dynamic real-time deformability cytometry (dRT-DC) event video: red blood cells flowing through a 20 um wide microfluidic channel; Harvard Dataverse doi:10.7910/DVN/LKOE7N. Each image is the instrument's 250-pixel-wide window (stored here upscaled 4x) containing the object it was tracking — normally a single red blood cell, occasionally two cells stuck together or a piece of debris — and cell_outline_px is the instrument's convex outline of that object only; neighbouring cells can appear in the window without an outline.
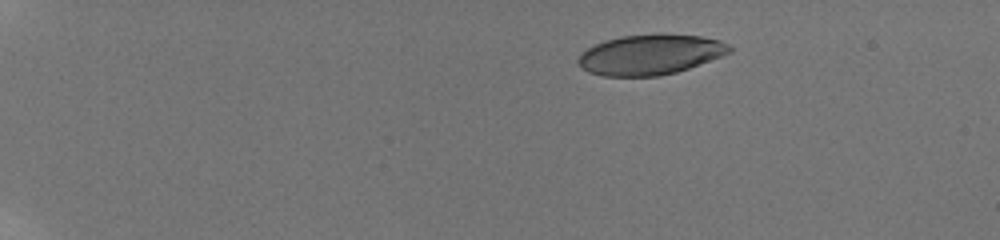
{"species": "human", "species_latin": "Homo sapiens", "temperature_condition": "room temperature", "stored_images_in_passage": 48, "camera_frame_rate_fps": 3000, "um_per_image_px": 0.085, "donor": {"sex": "male"}, "frame": {"image": 1, "passage_image": 1, "time_ms": 0.0, "image_size_px": [1000, 240], "cell_outline_px": [[712, 40], [708, 56], [704, 60], [684, 68], [668, 72], [644, 76], [624, 76], [584, 56], [592, 48], [616, 40], [636, 36], [692, 36]], "centroid_in_image_um": [55.3, 4.61], "position_along_channel_um": 29.7, "area_um2": 27.11}}
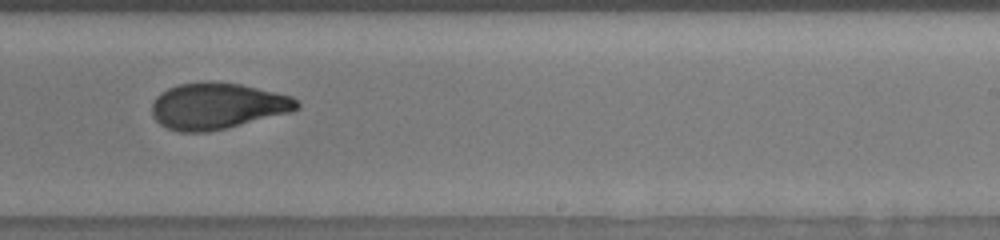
{"frame": {"image": 2, "passage_image": 30, "time_ms": 9.667, "image_size_px": [1000, 240], "cell_outline_px": [[296, 104], [292, 108], [228, 124], [208, 128], [184, 128], [172, 124], [156, 108], [156, 104], [168, 92], [176, 88], [196, 84], [220, 84], [280, 96], [292, 100]], "centroid_in_image_um": [18.48, 8.96], "position_along_channel_um": 270.5, "area_um2": 30.29}}
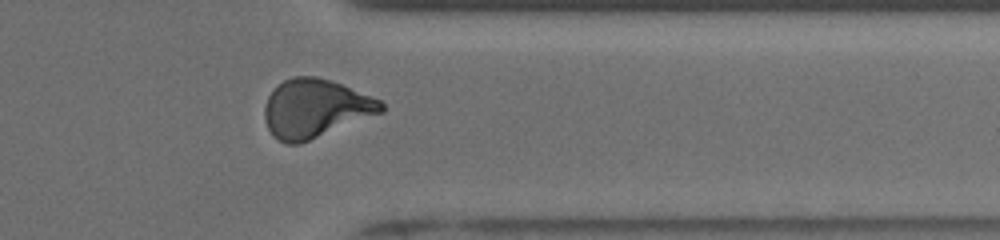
{"frame": {"image": 3, "passage_image": 39, "time_ms": 12.667, "image_size_px": [1000, 240], "cell_outline_px": [[384, 108], [304, 140], [284, 140], [268, 124], [268, 104], [292, 80], [320, 80], [336, 84], [376, 100]], "centroid_in_image_um": [26.85, 9.24], "position_along_channel_um": 384.5, "area_um2": 32.95}}